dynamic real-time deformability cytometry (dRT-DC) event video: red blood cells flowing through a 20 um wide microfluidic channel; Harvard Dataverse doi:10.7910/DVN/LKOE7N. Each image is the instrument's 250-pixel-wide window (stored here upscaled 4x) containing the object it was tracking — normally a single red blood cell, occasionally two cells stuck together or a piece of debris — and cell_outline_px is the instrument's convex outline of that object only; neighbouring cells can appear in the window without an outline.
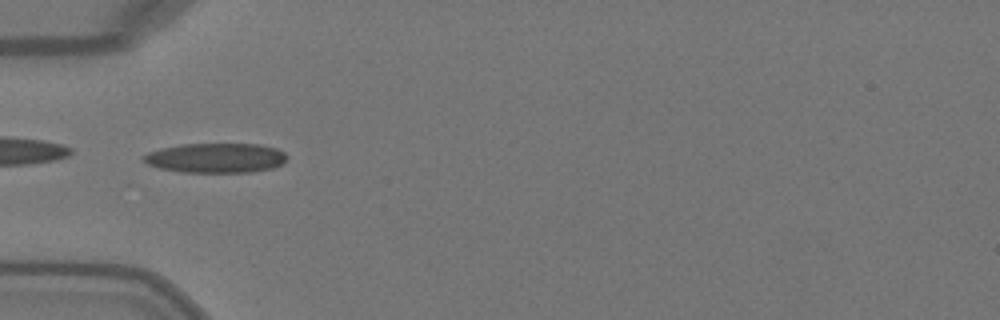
{"species": "Egyptian fruit bat (a non-hibernating species)", "species_latin": "Rousettus aegyptiacus", "temperature_condition": "warm", "stored_images_in_passage": 31, "camera_frame_rate_fps": 3000, "um_per_image_px": 0.085, "animal": {"sex": "female"}, "frame": {"image": 1, "passage_image": 1, "time_ms": 0.0, "image_size_px": [1000, 320], "cell_outline_px": [[288, 156], [284, 164], [272, 168], [252, 172], [180, 172], [160, 168], [148, 164], [140, 160], [140, 156], [148, 152], [160, 148], [180, 144], [260, 144], [276, 148], [284, 152]], "centroid_in_image_um": [18.33, 13.42], "position_along_channel_um": 66.7, "area_um2": 25.14}, "authors_computed_cell_mechanics": {"area_um2": 24.1604, "velocity_mm_per_s": 4.1211, "shape_relaxation_time_tau1_ms": 4.8898, "shape_relaxation_time_tau2_ms": 1.0916, "deformation_change_tau1": 0.1944, "deformation_change_tau2": 0.0758}}